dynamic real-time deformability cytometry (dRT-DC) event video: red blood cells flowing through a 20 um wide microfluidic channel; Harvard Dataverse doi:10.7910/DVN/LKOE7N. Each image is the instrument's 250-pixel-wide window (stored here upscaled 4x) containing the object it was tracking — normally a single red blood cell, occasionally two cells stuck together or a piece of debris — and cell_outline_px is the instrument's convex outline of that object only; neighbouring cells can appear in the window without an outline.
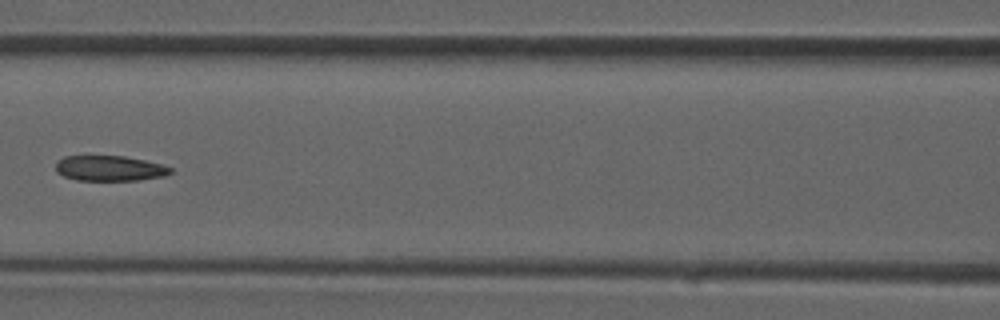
{"species": "common noctule bat (a hibernating species)", "species_latin": "Nyctalus noctula", "temperature_condition": "room temperature", "stored_images_in_passage": 40, "camera_frame_rate_fps": 3000, "um_per_image_px": 0.085, "animal": {"sex": "male", "forearm_length_mm": 52.5}, "frame": {"image": 1, "passage_image": 18, "time_ms": 5.667, "image_size_px": [1000, 320], "cell_outline_px": [[172, 172], [164, 176], [140, 180], [76, 180], [64, 176], [56, 172], [56, 164], [64, 156], [124, 156], [144, 160], [160, 164], [172, 168]], "centroid_in_image_um": [9.32, 14.31], "position_along_channel_um": 157.3, "area_um2": 16.82}}